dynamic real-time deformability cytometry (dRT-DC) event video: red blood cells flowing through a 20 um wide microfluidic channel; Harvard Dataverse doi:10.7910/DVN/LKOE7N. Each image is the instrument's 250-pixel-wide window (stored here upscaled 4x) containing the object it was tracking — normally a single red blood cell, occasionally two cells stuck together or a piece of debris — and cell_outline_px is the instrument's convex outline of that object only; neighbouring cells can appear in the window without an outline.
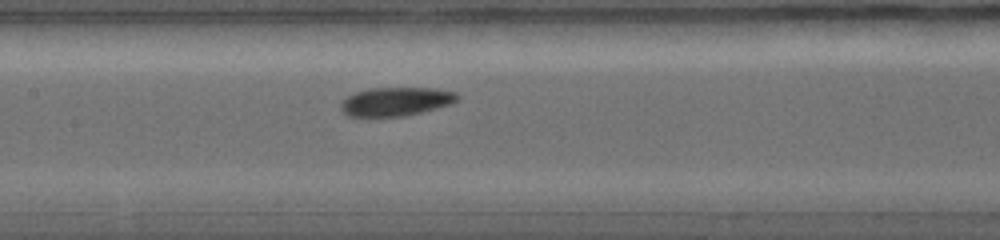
{"species": "common noctule bat (a hibernating species)", "species_latin": "Nyctalus noctula", "temperature_condition": "warm", "stored_images_in_passage": 26, "camera_frame_rate_fps": 5000, "um_per_image_px": 0.085, "animal": {"sex": "female", "body_mass_g": 19.0, "forearm_length_mm": 56.7}, "frame": {"image": 1, "passage_image": 11, "time_ms": 4.0, "image_size_px": [1000, 240], "cell_outline_px": [[460, 96], [456, 100], [448, 104], [416, 112], [396, 116], [356, 116], [348, 112], [344, 108], [344, 100], [348, 96], [356, 92], [368, 88], [436, 88], [456, 92]], "centroid_in_image_um": [33.71, 8.58], "position_along_channel_um": 173.7, "area_um2": 18.44}}
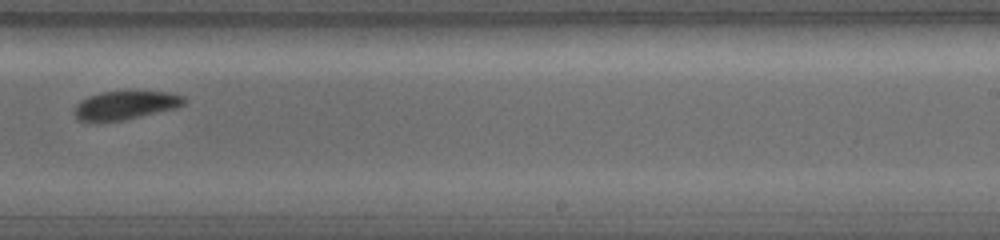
{"frame": {"image": 2, "passage_image": 16, "time_ms": 5.8, "image_size_px": [1000, 240], "cell_outline_px": [[188, 100], [184, 104], [172, 108], [120, 120], [84, 120], [76, 116], [76, 108], [80, 100], [88, 96], [100, 92], [168, 92], [184, 96]], "centroid_in_image_um": [10.69, 8.9], "position_along_channel_um": 278.3, "area_um2": 17.28}}
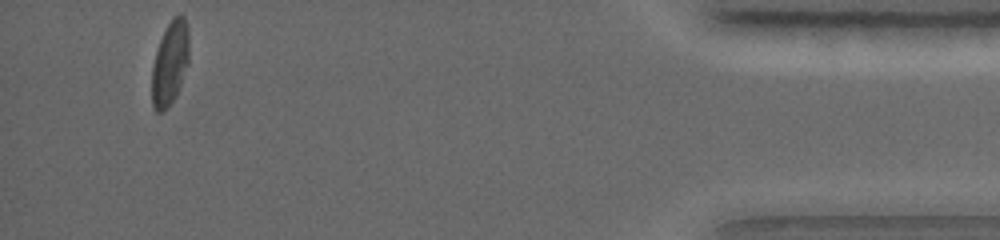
{"frame": {"image": 3, "passage_image": 26, "time_ms": 9.6, "image_size_px": [1000, 240], "cell_outline_px": [[188, 64], [180, 84], [172, 100], [160, 112], [156, 112], [152, 108], [152, 68], [156, 52], [160, 40], [172, 16], [180, 12], [184, 16], [188, 24]], "centroid_in_image_um": [14.45, 5.29], "position_along_channel_um": 420.8, "area_um2": 17.92}}